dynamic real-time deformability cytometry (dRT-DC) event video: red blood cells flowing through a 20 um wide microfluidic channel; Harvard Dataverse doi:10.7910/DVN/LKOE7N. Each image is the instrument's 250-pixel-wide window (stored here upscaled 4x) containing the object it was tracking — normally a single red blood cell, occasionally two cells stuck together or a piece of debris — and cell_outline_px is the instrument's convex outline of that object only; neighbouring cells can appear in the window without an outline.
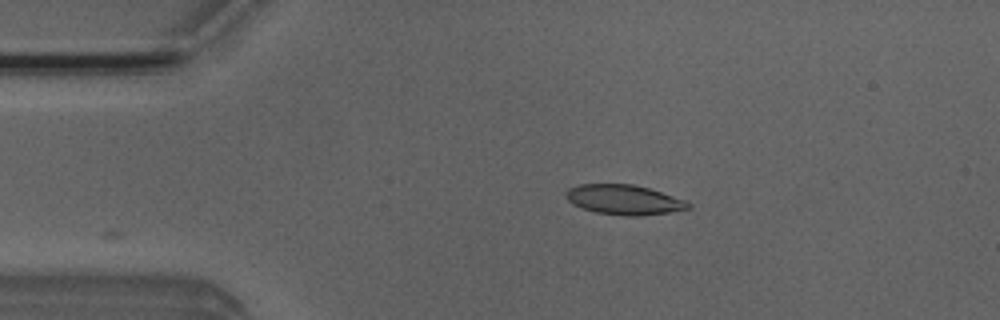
{"species": "Egyptian fruit bat (a non-hibernating species)", "species_latin": "Rousettus aegyptiacus", "temperature_condition": "room temperature", "stored_images_in_passage": 3, "camera_frame_rate_fps": 3000, "um_per_image_px": 0.085, "animal": {"sex": "male"}, "frame": {"image": 1, "passage_image": 3, "time_ms": 2.333, "image_size_px": [1000, 320], "cell_outline_px": [[692, 208], [668, 212], [636, 216], [624, 216], [596, 212], [572, 204], [564, 196], [564, 192], [568, 188], [580, 184], [632, 184], [648, 188], [684, 200], [692, 204]], "centroid_in_image_um": [53.0, 16.97], "position_along_channel_um": 32.0, "area_um2": 21.15}}